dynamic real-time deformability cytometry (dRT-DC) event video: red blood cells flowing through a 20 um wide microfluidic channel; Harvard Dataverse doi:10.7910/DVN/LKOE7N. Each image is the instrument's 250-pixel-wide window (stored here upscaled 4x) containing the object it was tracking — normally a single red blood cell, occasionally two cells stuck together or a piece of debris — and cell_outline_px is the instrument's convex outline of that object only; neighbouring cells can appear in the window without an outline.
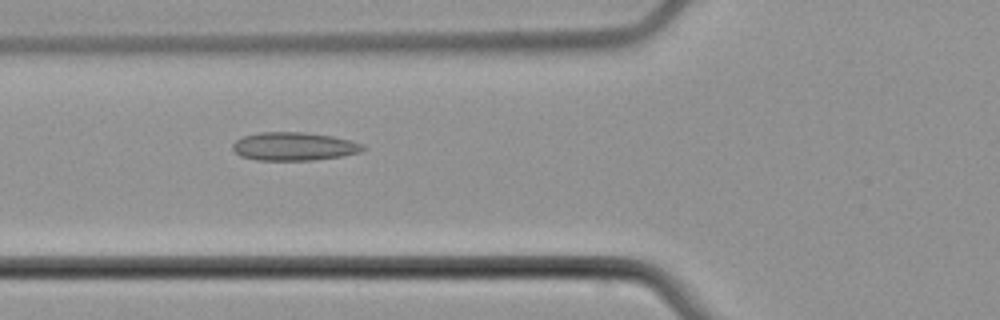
{"species": "common noctule bat (a hibernating species)", "species_latin": "Nyctalus noctula", "temperature_condition": "cold", "stored_images_in_passage": 6, "camera_frame_rate_fps": 3000, "um_per_image_px": 0.085, "animal": {"sex": "male", "body_mass_g": 21.5, "forearm_length_mm": 52.0}, "frame": {"image": 1, "passage_image": 5, "time_ms": 5.667, "image_size_px": [1000, 320], "cell_outline_px": [[368, 148], [360, 152], [340, 156], [312, 160], [256, 160], [240, 156], [232, 148], [232, 144], [236, 140], [244, 136], [260, 132], [304, 132], [332, 136], [364, 144]], "centroid_in_image_um": [24.99, 12.44], "position_along_channel_um": 100.8, "area_um2": 21.44}}
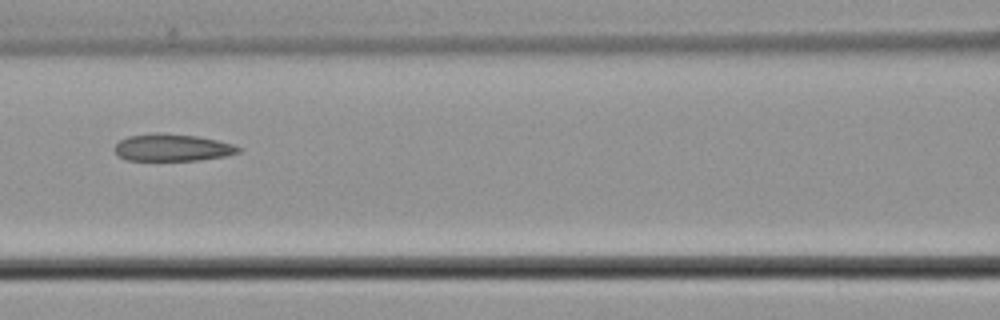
{"frame": {"image": 2, "passage_image": 6, "time_ms": 7.0, "image_size_px": [1000, 320], "cell_outline_px": [[244, 148], [240, 152], [224, 156], [200, 160], [128, 160], [120, 156], [112, 148], [120, 140], [128, 136], [152, 132], [160, 132], [196, 136], [216, 140], [232, 144]], "centroid_in_image_um": [14.64, 12.53], "position_along_channel_um": 152.0, "area_um2": 19.65}}